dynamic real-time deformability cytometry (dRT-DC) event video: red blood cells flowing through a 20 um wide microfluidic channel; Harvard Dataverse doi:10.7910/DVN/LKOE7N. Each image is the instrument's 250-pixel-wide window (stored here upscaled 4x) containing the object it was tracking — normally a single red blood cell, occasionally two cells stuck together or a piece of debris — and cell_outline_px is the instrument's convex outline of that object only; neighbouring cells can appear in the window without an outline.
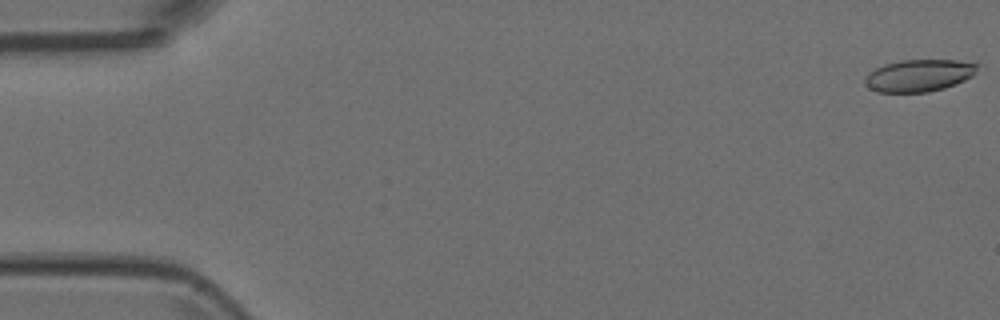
{"species": "Egyptian fruit bat (a non-hibernating species)", "species_latin": "Rousettus aegyptiacus", "temperature_condition": "room temperature", "stored_images_in_passage": 4, "camera_frame_rate_fps": 3000, "um_per_image_px": 0.085, "animal": {"sex": "female"}, "frame": {"image": 1, "passage_image": 1, "time_ms": 0.0, "image_size_px": [1000, 320], "cell_outline_px": [[980, 64], [972, 76], [956, 84], [944, 88], [928, 92], [876, 92], [868, 88], [864, 84], [864, 80], [868, 72], [884, 64], [900, 60], [956, 60]], "centroid_in_image_um": [78.08, 6.42], "position_along_channel_um": 6.9, "area_um2": 21.15}}